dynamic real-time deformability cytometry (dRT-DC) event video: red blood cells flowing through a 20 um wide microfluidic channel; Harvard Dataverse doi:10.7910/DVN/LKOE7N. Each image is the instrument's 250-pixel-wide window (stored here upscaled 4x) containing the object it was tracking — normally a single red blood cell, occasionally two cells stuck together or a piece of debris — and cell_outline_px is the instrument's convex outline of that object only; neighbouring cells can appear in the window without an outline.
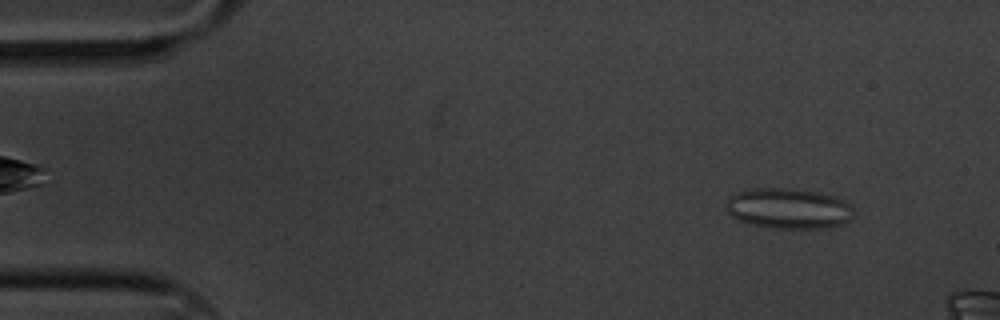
{"species": "common noctule bat (a hibernating species)", "species_latin": "Nyctalus noctula", "temperature_condition": "cold", "stored_images_in_passage": 4, "camera_frame_rate_fps": 3000, "um_per_image_px": 0.085, "animal": {"sex": "male", "body_mass_g": 20.1, "forearm_length_mm": 53.5}, "frame": {"image": 1, "passage_image": 1, "time_ms": 0.0, "image_size_px": [1000, 320], "cell_outline_px": [[852, 220], [828, 228], [772, 228], [752, 224], [740, 220], [732, 216], [728, 212], [728, 196], [736, 192], [752, 188], [788, 188], [820, 192], [832, 196], [848, 204], [852, 208]], "centroid_in_image_um": [67.01, 17.72], "position_along_channel_um": 18.0, "area_um2": 29.88}}